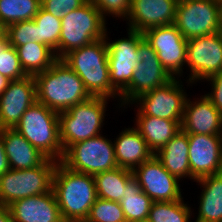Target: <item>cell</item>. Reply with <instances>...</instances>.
I'll return each mask as SVG.
<instances>
[{
	"label": "cell",
	"mask_w": 222,
	"mask_h": 222,
	"mask_svg": "<svg viewBox=\"0 0 222 222\" xmlns=\"http://www.w3.org/2000/svg\"><path fill=\"white\" fill-rule=\"evenodd\" d=\"M52 189L63 221L85 222L97 199L94 176L71 170L59 161Z\"/></svg>",
	"instance_id": "6da1fadb"
},
{
	"label": "cell",
	"mask_w": 222,
	"mask_h": 222,
	"mask_svg": "<svg viewBox=\"0 0 222 222\" xmlns=\"http://www.w3.org/2000/svg\"><path fill=\"white\" fill-rule=\"evenodd\" d=\"M62 60L80 77L91 97L116 98L120 109V94L110 81L105 38L70 51Z\"/></svg>",
	"instance_id": "7a4b0ae2"
},
{
	"label": "cell",
	"mask_w": 222,
	"mask_h": 222,
	"mask_svg": "<svg viewBox=\"0 0 222 222\" xmlns=\"http://www.w3.org/2000/svg\"><path fill=\"white\" fill-rule=\"evenodd\" d=\"M34 78L37 102L58 113L91 97L80 77L62 59Z\"/></svg>",
	"instance_id": "3957f363"
},
{
	"label": "cell",
	"mask_w": 222,
	"mask_h": 222,
	"mask_svg": "<svg viewBox=\"0 0 222 222\" xmlns=\"http://www.w3.org/2000/svg\"><path fill=\"white\" fill-rule=\"evenodd\" d=\"M14 129L46 158L57 162L62 160L64 151L58 112L36 101L24 112Z\"/></svg>",
	"instance_id": "277c9868"
},
{
	"label": "cell",
	"mask_w": 222,
	"mask_h": 222,
	"mask_svg": "<svg viewBox=\"0 0 222 222\" xmlns=\"http://www.w3.org/2000/svg\"><path fill=\"white\" fill-rule=\"evenodd\" d=\"M108 101L110 99L90 97L59 112L60 140L64 152L77 142L102 134Z\"/></svg>",
	"instance_id": "5b68a950"
},
{
	"label": "cell",
	"mask_w": 222,
	"mask_h": 222,
	"mask_svg": "<svg viewBox=\"0 0 222 222\" xmlns=\"http://www.w3.org/2000/svg\"><path fill=\"white\" fill-rule=\"evenodd\" d=\"M59 59L70 51L105 37L107 21L98 8L88 0L81 7L61 18Z\"/></svg>",
	"instance_id": "8992f818"
},
{
	"label": "cell",
	"mask_w": 222,
	"mask_h": 222,
	"mask_svg": "<svg viewBox=\"0 0 222 222\" xmlns=\"http://www.w3.org/2000/svg\"><path fill=\"white\" fill-rule=\"evenodd\" d=\"M57 163L46 158L39 166L31 169H9L0 176V204L9 206L16 200L51 191Z\"/></svg>",
	"instance_id": "52a82bcc"
},
{
	"label": "cell",
	"mask_w": 222,
	"mask_h": 222,
	"mask_svg": "<svg viewBox=\"0 0 222 222\" xmlns=\"http://www.w3.org/2000/svg\"><path fill=\"white\" fill-rule=\"evenodd\" d=\"M104 135L71 145L61 162L71 170L95 176L118 167L113 142Z\"/></svg>",
	"instance_id": "ba28073f"
},
{
	"label": "cell",
	"mask_w": 222,
	"mask_h": 222,
	"mask_svg": "<svg viewBox=\"0 0 222 222\" xmlns=\"http://www.w3.org/2000/svg\"><path fill=\"white\" fill-rule=\"evenodd\" d=\"M174 25L186 40L222 31L218 0H178Z\"/></svg>",
	"instance_id": "9c48e42d"
},
{
	"label": "cell",
	"mask_w": 222,
	"mask_h": 222,
	"mask_svg": "<svg viewBox=\"0 0 222 222\" xmlns=\"http://www.w3.org/2000/svg\"><path fill=\"white\" fill-rule=\"evenodd\" d=\"M138 64L129 85L120 93V108L139 95L164 86L173 78L163 68L156 51L144 38L137 47Z\"/></svg>",
	"instance_id": "30bf717a"
},
{
	"label": "cell",
	"mask_w": 222,
	"mask_h": 222,
	"mask_svg": "<svg viewBox=\"0 0 222 222\" xmlns=\"http://www.w3.org/2000/svg\"><path fill=\"white\" fill-rule=\"evenodd\" d=\"M188 96L183 81L180 78H173L164 86L139 95L123 108L127 109V106L134 104L144 115L168 120H183Z\"/></svg>",
	"instance_id": "8fae6325"
},
{
	"label": "cell",
	"mask_w": 222,
	"mask_h": 222,
	"mask_svg": "<svg viewBox=\"0 0 222 222\" xmlns=\"http://www.w3.org/2000/svg\"><path fill=\"white\" fill-rule=\"evenodd\" d=\"M185 67L190 72L185 80L188 86L221 72L222 31L187 40Z\"/></svg>",
	"instance_id": "7c38bea8"
},
{
	"label": "cell",
	"mask_w": 222,
	"mask_h": 222,
	"mask_svg": "<svg viewBox=\"0 0 222 222\" xmlns=\"http://www.w3.org/2000/svg\"><path fill=\"white\" fill-rule=\"evenodd\" d=\"M127 30V38L110 40L108 31L105 41L108 48L109 74L112 87L120 94L131 82L133 71L138 64L137 47L144 39L143 33Z\"/></svg>",
	"instance_id": "4fadbf2b"
},
{
	"label": "cell",
	"mask_w": 222,
	"mask_h": 222,
	"mask_svg": "<svg viewBox=\"0 0 222 222\" xmlns=\"http://www.w3.org/2000/svg\"><path fill=\"white\" fill-rule=\"evenodd\" d=\"M143 36L156 51L163 68L172 78L183 76L186 65L187 40L174 24L152 27Z\"/></svg>",
	"instance_id": "5bb4252c"
},
{
	"label": "cell",
	"mask_w": 222,
	"mask_h": 222,
	"mask_svg": "<svg viewBox=\"0 0 222 222\" xmlns=\"http://www.w3.org/2000/svg\"><path fill=\"white\" fill-rule=\"evenodd\" d=\"M132 172L142 191L153 202L183 199L181 184H179L180 180L171 175L155 155L136 167Z\"/></svg>",
	"instance_id": "9a60e30c"
},
{
	"label": "cell",
	"mask_w": 222,
	"mask_h": 222,
	"mask_svg": "<svg viewBox=\"0 0 222 222\" xmlns=\"http://www.w3.org/2000/svg\"><path fill=\"white\" fill-rule=\"evenodd\" d=\"M191 180L222 172V135L188 134Z\"/></svg>",
	"instance_id": "2e32d148"
},
{
	"label": "cell",
	"mask_w": 222,
	"mask_h": 222,
	"mask_svg": "<svg viewBox=\"0 0 222 222\" xmlns=\"http://www.w3.org/2000/svg\"><path fill=\"white\" fill-rule=\"evenodd\" d=\"M37 101L34 76L9 82L0 95V129L14 128L24 112Z\"/></svg>",
	"instance_id": "e0dca14e"
},
{
	"label": "cell",
	"mask_w": 222,
	"mask_h": 222,
	"mask_svg": "<svg viewBox=\"0 0 222 222\" xmlns=\"http://www.w3.org/2000/svg\"><path fill=\"white\" fill-rule=\"evenodd\" d=\"M178 0H131V9L125 21L129 29L138 32L174 24Z\"/></svg>",
	"instance_id": "ac0fdd59"
},
{
	"label": "cell",
	"mask_w": 222,
	"mask_h": 222,
	"mask_svg": "<svg viewBox=\"0 0 222 222\" xmlns=\"http://www.w3.org/2000/svg\"><path fill=\"white\" fill-rule=\"evenodd\" d=\"M187 98L181 129L187 134L222 135V113L205 95Z\"/></svg>",
	"instance_id": "d6986e66"
},
{
	"label": "cell",
	"mask_w": 222,
	"mask_h": 222,
	"mask_svg": "<svg viewBox=\"0 0 222 222\" xmlns=\"http://www.w3.org/2000/svg\"><path fill=\"white\" fill-rule=\"evenodd\" d=\"M13 222H64L53 189L11 203Z\"/></svg>",
	"instance_id": "ffe728a7"
},
{
	"label": "cell",
	"mask_w": 222,
	"mask_h": 222,
	"mask_svg": "<svg viewBox=\"0 0 222 222\" xmlns=\"http://www.w3.org/2000/svg\"><path fill=\"white\" fill-rule=\"evenodd\" d=\"M113 145L118 167L131 171L154 156L147 142L134 127H125L113 140Z\"/></svg>",
	"instance_id": "44dd1931"
},
{
	"label": "cell",
	"mask_w": 222,
	"mask_h": 222,
	"mask_svg": "<svg viewBox=\"0 0 222 222\" xmlns=\"http://www.w3.org/2000/svg\"><path fill=\"white\" fill-rule=\"evenodd\" d=\"M134 128L147 142L149 149L156 154L180 130L182 120H168L148 116L136 110Z\"/></svg>",
	"instance_id": "7402d4cb"
},
{
	"label": "cell",
	"mask_w": 222,
	"mask_h": 222,
	"mask_svg": "<svg viewBox=\"0 0 222 222\" xmlns=\"http://www.w3.org/2000/svg\"><path fill=\"white\" fill-rule=\"evenodd\" d=\"M10 169L22 170L39 166L46 157L14 128L0 129Z\"/></svg>",
	"instance_id": "603a6c76"
},
{
	"label": "cell",
	"mask_w": 222,
	"mask_h": 222,
	"mask_svg": "<svg viewBox=\"0 0 222 222\" xmlns=\"http://www.w3.org/2000/svg\"><path fill=\"white\" fill-rule=\"evenodd\" d=\"M154 155L171 175L191 180L188 134L182 129Z\"/></svg>",
	"instance_id": "cb8c5ba5"
},
{
	"label": "cell",
	"mask_w": 222,
	"mask_h": 222,
	"mask_svg": "<svg viewBox=\"0 0 222 222\" xmlns=\"http://www.w3.org/2000/svg\"><path fill=\"white\" fill-rule=\"evenodd\" d=\"M200 185L199 207L194 222H222V172L196 180Z\"/></svg>",
	"instance_id": "d4e9b609"
},
{
	"label": "cell",
	"mask_w": 222,
	"mask_h": 222,
	"mask_svg": "<svg viewBox=\"0 0 222 222\" xmlns=\"http://www.w3.org/2000/svg\"><path fill=\"white\" fill-rule=\"evenodd\" d=\"M16 51L21 68L27 76L44 72L57 60L51 48L36 41L18 46Z\"/></svg>",
	"instance_id": "484cf974"
},
{
	"label": "cell",
	"mask_w": 222,
	"mask_h": 222,
	"mask_svg": "<svg viewBox=\"0 0 222 222\" xmlns=\"http://www.w3.org/2000/svg\"><path fill=\"white\" fill-rule=\"evenodd\" d=\"M133 177L131 170L117 167L94 176L97 197L120 202L125 193L127 182Z\"/></svg>",
	"instance_id": "4316f807"
},
{
	"label": "cell",
	"mask_w": 222,
	"mask_h": 222,
	"mask_svg": "<svg viewBox=\"0 0 222 222\" xmlns=\"http://www.w3.org/2000/svg\"><path fill=\"white\" fill-rule=\"evenodd\" d=\"M119 203L126 221L130 222L147 219L153 200L142 191L138 181L132 177L127 182L124 197Z\"/></svg>",
	"instance_id": "83f0119b"
},
{
	"label": "cell",
	"mask_w": 222,
	"mask_h": 222,
	"mask_svg": "<svg viewBox=\"0 0 222 222\" xmlns=\"http://www.w3.org/2000/svg\"><path fill=\"white\" fill-rule=\"evenodd\" d=\"M40 7L41 0H0V25L33 20Z\"/></svg>",
	"instance_id": "f1b7e54d"
},
{
	"label": "cell",
	"mask_w": 222,
	"mask_h": 222,
	"mask_svg": "<svg viewBox=\"0 0 222 222\" xmlns=\"http://www.w3.org/2000/svg\"><path fill=\"white\" fill-rule=\"evenodd\" d=\"M36 24V42L51 48L59 59V38L61 34V19L54 17L42 7L33 18Z\"/></svg>",
	"instance_id": "f546056e"
},
{
	"label": "cell",
	"mask_w": 222,
	"mask_h": 222,
	"mask_svg": "<svg viewBox=\"0 0 222 222\" xmlns=\"http://www.w3.org/2000/svg\"><path fill=\"white\" fill-rule=\"evenodd\" d=\"M192 212L191 205L183 199L153 202L147 219L150 222H192Z\"/></svg>",
	"instance_id": "4dcf8cb0"
},
{
	"label": "cell",
	"mask_w": 222,
	"mask_h": 222,
	"mask_svg": "<svg viewBox=\"0 0 222 222\" xmlns=\"http://www.w3.org/2000/svg\"><path fill=\"white\" fill-rule=\"evenodd\" d=\"M85 222H127L119 202L97 197Z\"/></svg>",
	"instance_id": "1f68e13d"
},
{
	"label": "cell",
	"mask_w": 222,
	"mask_h": 222,
	"mask_svg": "<svg viewBox=\"0 0 222 222\" xmlns=\"http://www.w3.org/2000/svg\"><path fill=\"white\" fill-rule=\"evenodd\" d=\"M0 74L11 81L27 76L21 68L16 48L8 43L0 50Z\"/></svg>",
	"instance_id": "d6a6232c"
},
{
	"label": "cell",
	"mask_w": 222,
	"mask_h": 222,
	"mask_svg": "<svg viewBox=\"0 0 222 222\" xmlns=\"http://www.w3.org/2000/svg\"><path fill=\"white\" fill-rule=\"evenodd\" d=\"M7 31L8 44L15 48L36 41V24L34 20L11 24L7 27Z\"/></svg>",
	"instance_id": "836d02e7"
},
{
	"label": "cell",
	"mask_w": 222,
	"mask_h": 222,
	"mask_svg": "<svg viewBox=\"0 0 222 222\" xmlns=\"http://www.w3.org/2000/svg\"><path fill=\"white\" fill-rule=\"evenodd\" d=\"M107 21L108 17L126 20L131 9V0H90ZM118 17V18H117Z\"/></svg>",
	"instance_id": "e575fe53"
},
{
	"label": "cell",
	"mask_w": 222,
	"mask_h": 222,
	"mask_svg": "<svg viewBox=\"0 0 222 222\" xmlns=\"http://www.w3.org/2000/svg\"><path fill=\"white\" fill-rule=\"evenodd\" d=\"M88 0H41V7L54 17L61 19L72 10L81 7Z\"/></svg>",
	"instance_id": "d590c367"
},
{
	"label": "cell",
	"mask_w": 222,
	"mask_h": 222,
	"mask_svg": "<svg viewBox=\"0 0 222 222\" xmlns=\"http://www.w3.org/2000/svg\"><path fill=\"white\" fill-rule=\"evenodd\" d=\"M209 82L210 92L205 95L211 100L214 107L222 113V72L205 79L203 82Z\"/></svg>",
	"instance_id": "8d00e7d4"
},
{
	"label": "cell",
	"mask_w": 222,
	"mask_h": 222,
	"mask_svg": "<svg viewBox=\"0 0 222 222\" xmlns=\"http://www.w3.org/2000/svg\"><path fill=\"white\" fill-rule=\"evenodd\" d=\"M10 169L9 161L5 153V146L0 133V176Z\"/></svg>",
	"instance_id": "74e56055"
},
{
	"label": "cell",
	"mask_w": 222,
	"mask_h": 222,
	"mask_svg": "<svg viewBox=\"0 0 222 222\" xmlns=\"http://www.w3.org/2000/svg\"><path fill=\"white\" fill-rule=\"evenodd\" d=\"M0 222H13L8 206L0 204Z\"/></svg>",
	"instance_id": "f35d334b"
},
{
	"label": "cell",
	"mask_w": 222,
	"mask_h": 222,
	"mask_svg": "<svg viewBox=\"0 0 222 222\" xmlns=\"http://www.w3.org/2000/svg\"><path fill=\"white\" fill-rule=\"evenodd\" d=\"M8 43L7 27L0 25V50Z\"/></svg>",
	"instance_id": "ab89813d"
},
{
	"label": "cell",
	"mask_w": 222,
	"mask_h": 222,
	"mask_svg": "<svg viewBox=\"0 0 222 222\" xmlns=\"http://www.w3.org/2000/svg\"><path fill=\"white\" fill-rule=\"evenodd\" d=\"M10 81L6 76L0 74V95L7 89Z\"/></svg>",
	"instance_id": "60d3db41"
},
{
	"label": "cell",
	"mask_w": 222,
	"mask_h": 222,
	"mask_svg": "<svg viewBox=\"0 0 222 222\" xmlns=\"http://www.w3.org/2000/svg\"><path fill=\"white\" fill-rule=\"evenodd\" d=\"M220 4V22H221V28H222V0L219 1Z\"/></svg>",
	"instance_id": "b9f144b4"
},
{
	"label": "cell",
	"mask_w": 222,
	"mask_h": 222,
	"mask_svg": "<svg viewBox=\"0 0 222 222\" xmlns=\"http://www.w3.org/2000/svg\"><path fill=\"white\" fill-rule=\"evenodd\" d=\"M130 222H150L148 219H143V220H135V221H130Z\"/></svg>",
	"instance_id": "7bdbcfd3"
}]
</instances>
